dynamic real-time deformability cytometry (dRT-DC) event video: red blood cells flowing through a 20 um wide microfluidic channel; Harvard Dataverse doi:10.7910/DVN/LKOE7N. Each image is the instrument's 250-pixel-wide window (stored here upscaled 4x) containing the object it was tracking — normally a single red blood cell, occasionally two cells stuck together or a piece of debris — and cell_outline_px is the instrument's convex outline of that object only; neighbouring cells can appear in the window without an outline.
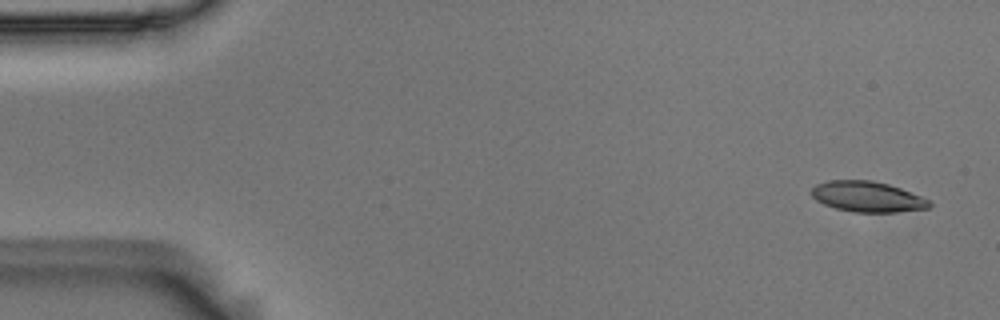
{"species": "Egyptian fruit bat (a non-hibernating species)", "species_latin": "Rousettus aegyptiacus", "temperature_condition": "room temperature", "stored_images_in_passage": 7, "camera_frame_rate_fps": 3000, "um_per_image_px": 0.085, "animal": {"sex": "male"}, "frame": {"image": 1, "passage_image": 1, "time_ms": 0.0, "image_size_px": [1000, 320], "cell_outline_px": [[932, 204], [928, 208], [896, 212], [852, 212], [836, 208], [824, 204], [816, 200], [812, 196], [812, 188], [816, 184], [828, 180], [872, 180], [888, 184], [900, 188], [932, 200]], "centroid_in_image_um": [73.74, 16.71], "position_along_channel_um": 11.3, "area_um2": 21.04}}
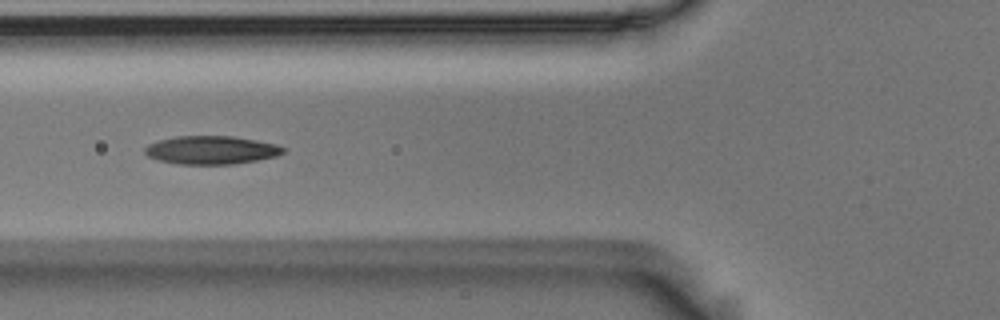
{"frame": {"image": 2, "passage_image": 6, "time_ms": 1.667, "image_size_px": [1000, 320], "cell_outline_px": [[284, 152], [276, 156], [256, 160], [232, 164], [180, 164], [160, 160], [148, 156], [144, 152], [144, 148], [148, 144], [160, 140], [176, 136], [232, 136], [256, 140], [276, 144], [284, 148]], "centroid_in_image_um": [17.95, 12.75], "position_along_channel_um": 107.9, "area_um2": 22.6}}
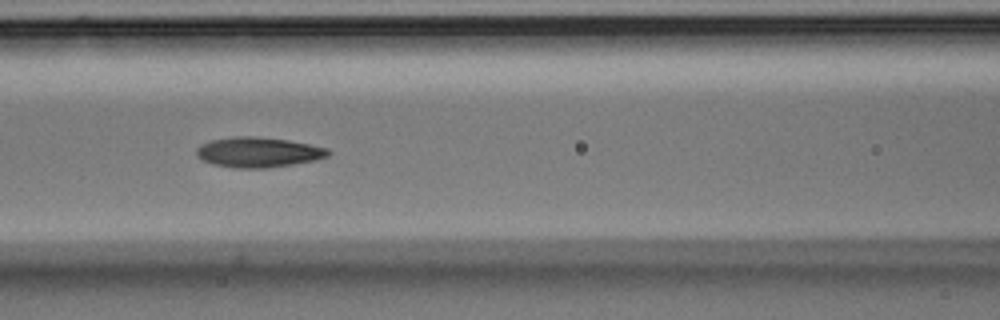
{"frame": {"image": 3, "passage_image": 7, "time_ms": 2.0, "image_size_px": [1000, 320], "cell_outline_px": [[332, 152], [328, 156], [316, 160], [268, 168], [232, 168], [212, 164], [196, 156], [196, 148], [200, 144], [212, 140], [232, 136], [256, 136], [288, 140], [328, 148]], "centroid_in_image_um": [21.94, 12.94], "position_along_channel_um": 144.7, "area_um2": 23.29}}